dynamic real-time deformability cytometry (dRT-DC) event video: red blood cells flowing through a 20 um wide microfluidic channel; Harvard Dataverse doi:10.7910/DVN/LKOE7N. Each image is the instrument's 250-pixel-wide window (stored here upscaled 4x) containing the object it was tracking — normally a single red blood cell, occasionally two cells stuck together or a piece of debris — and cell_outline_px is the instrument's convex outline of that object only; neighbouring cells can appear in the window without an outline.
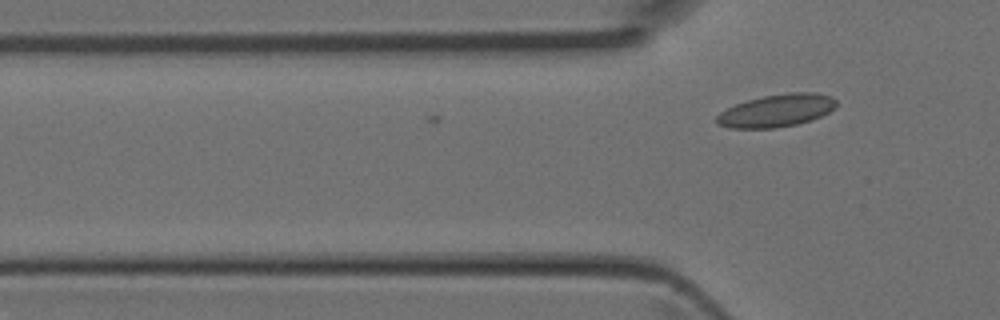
{"species": "Egyptian fruit bat (a non-hibernating species)", "species_latin": "Rousettus aegyptiacus", "temperature_condition": "room temperature", "stored_images_in_passage": 3, "camera_frame_rate_fps": 3000, "um_per_image_px": 0.085, "animal": {"sex": "female"}, "frame": {"image": 1, "passage_image": 3, "time_ms": 0.667, "image_size_px": [1000, 320], "cell_outline_px": [[836, 108], [812, 120], [796, 124], [776, 128], [728, 128], [716, 124], [716, 116], [720, 112], [736, 104], [748, 100], [764, 96], [788, 92], [816, 92], [832, 96], [836, 100]], "centroid_in_image_um": [66.02, 9.4], "position_along_channel_um": 59.8, "area_um2": 22.83}}